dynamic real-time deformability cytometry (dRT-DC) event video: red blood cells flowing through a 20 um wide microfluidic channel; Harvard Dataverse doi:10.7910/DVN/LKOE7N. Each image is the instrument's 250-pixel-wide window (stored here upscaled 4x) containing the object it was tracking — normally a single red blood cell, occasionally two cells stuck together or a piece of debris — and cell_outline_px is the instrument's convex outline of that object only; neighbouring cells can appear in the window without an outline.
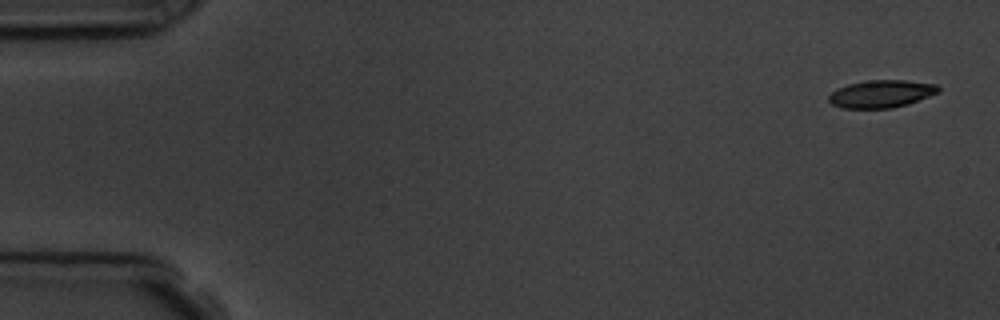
{"species": "common noctule bat (a hibernating species)", "species_latin": "Nyctalus noctula", "temperature_condition": "room temperature", "stored_images_in_passage": 5, "camera_frame_rate_fps": 3000, "um_per_image_px": 0.085, "animal": {"sex": "male", "body_mass_g": 19.5, "forearm_length_mm": 54.6}, "frame": {"image": 1, "passage_image": 1, "time_ms": 0.0, "image_size_px": [1000, 320], "cell_outline_px": [[940, 92], [908, 104], [892, 108], [840, 108], [832, 104], [828, 100], [828, 96], [836, 88], [848, 84], [864, 80], [904, 80], [936, 84], [940, 88]], "centroid_in_image_um": [74.89, 7.97], "position_along_channel_um": 10.1, "area_um2": 17.74}}
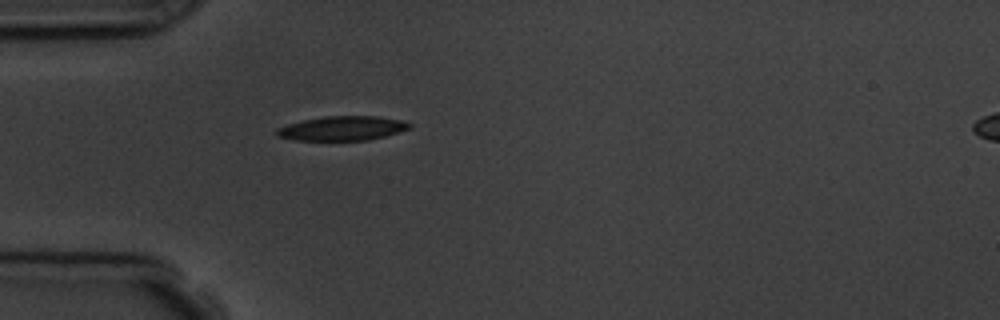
{"frame": {"image": 2, "passage_image": 5, "time_ms": 4.667, "image_size_px": [1000, 320], "cell_outline_px": [[412, 124], [408, 128], [384, 136], [368, 140], [296, 140], [276, 136], [276, 128], [288, 124], [304, 120], [324, 116], [380, 116], [400, 120]], "centroid_in_image_um": [29.05, 10.9], "position_along_channel_um": 55.9, "area_um2": 18.61}}